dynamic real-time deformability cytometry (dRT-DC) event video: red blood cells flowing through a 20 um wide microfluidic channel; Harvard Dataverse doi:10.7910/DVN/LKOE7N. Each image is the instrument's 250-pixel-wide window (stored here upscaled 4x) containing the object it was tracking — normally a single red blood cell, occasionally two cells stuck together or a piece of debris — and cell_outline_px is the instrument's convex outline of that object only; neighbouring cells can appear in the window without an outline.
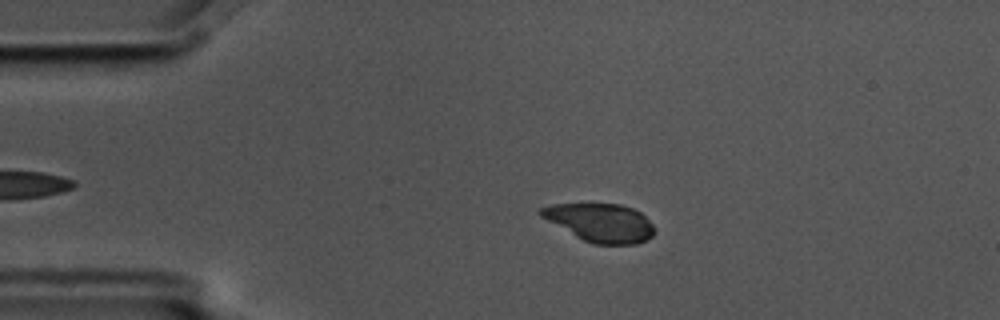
{"species": "common noctule bat (a hibernating species)", "species_latin": "Nyctalus noctula", "temperature_condition": "cold", "stored_images_in_passage": 3, "camera_frame_rate_fps": 3000, "um_per_image_px": 0.085, "animal": {"sex": "male", "body_mass_g": 17.5, "forearm_length_mm": 52.3}, "frame": {"image": 1, "passage_image": 2, "time_ms": 0.333, "image_size_px": [1000, 320], "cell_outline_px": [[656, 232], [652, 236], [636, 244], [592, 244], [576, 236], [540, 216], [536, 212], [540, 208], [552, 204], [620, 204], [632, 208], [640, 212], [656, 228]], "centroid_in_image_um": [51.04, 18.92], "position_along_channel_um": 34.0, "area_um2": 25.2}}